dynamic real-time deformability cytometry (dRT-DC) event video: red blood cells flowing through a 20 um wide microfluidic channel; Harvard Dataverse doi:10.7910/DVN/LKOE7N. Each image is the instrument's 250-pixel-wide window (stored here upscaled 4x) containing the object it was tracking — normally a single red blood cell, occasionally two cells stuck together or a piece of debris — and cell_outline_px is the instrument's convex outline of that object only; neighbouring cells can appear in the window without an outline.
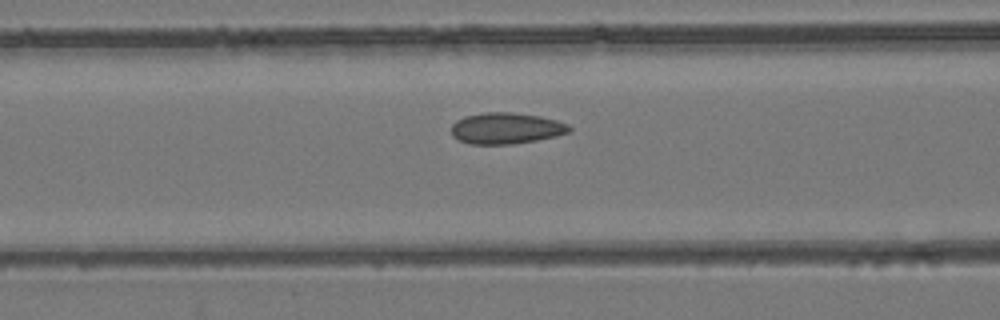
{"species": "common noctule bat (a hibernating species)", "species_latin": "Nyctalus noctula", "temperature_condition": "room temperature", "stored_images_in_passage": 39, "camera_frame_rate_fps": 3000, "um_per_image_px": 0.085, "animal": {"sex": "female", "body_mass_g": 24.6, "forearm_length_mm": 56.2}, "frame": {"image": 1, "passage_image": 11, "time_ms": 3.333, "image_size_px": [1000, 320], "cell_outline_px": [[572, 132], [556, 136], [536, 140], [512, 144], [468, 144], [452, 136], [452, 124], [456, 120], [464, 116], [484, 112], [512, 112], [540, 116], [556, 120], [568, 124], [572, 128]], "centroid_in_image_um": [43.03, 10.9], "position_along_channel_um": 123.6, "area_um2": 21.62}}
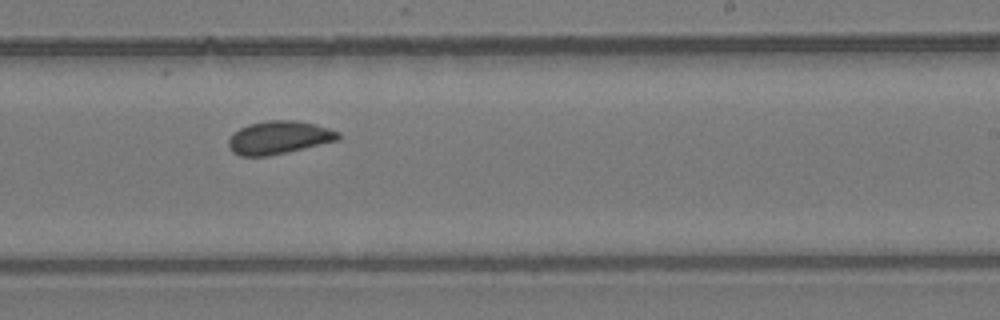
{"frame": {"image": 2, "passage_image": 22, "time_ms": 7.0, "image_size_px": [1000, 320], "cell_outline_px": [[340, 140], [288, 152], [268, 156], [240, 156], [232, 152], [228, 148], [228, 140], [240, 128], [248, 124], [268, 120], [292, 120], [316, 124], [340, 132]], "centroid_in_image_um": [23.72, 11.7], "position_along_channel_um": 265.3, "area_um2": 21.21}}
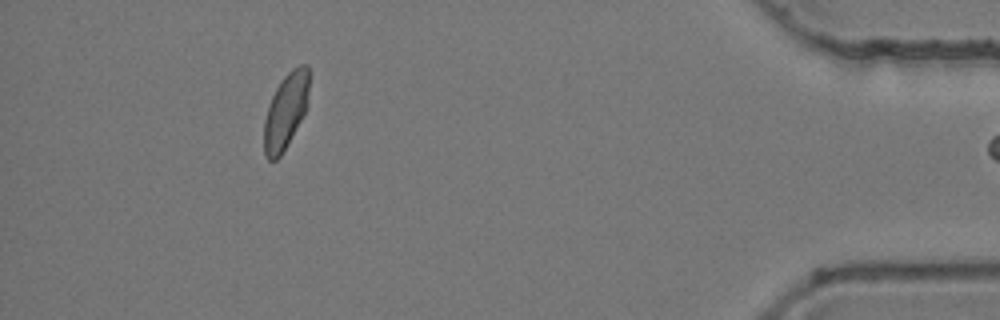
{"frame": {"image": 3, "passage_image": 38, "time_ms": 12.333, "image_size_px": [1000, 320], "cell_outline_px": [[308, 104], [300, 120], [280, 156], [276, 160], [268, 160], [264, 156], [264, 120], [268, 104], [280, 80], [292, 68], [300, 64], [308, 64]], "centroid_in_image_um": [24.26, 9.41], "position_along_channel_um": 410.9, "area_um2": 19.65}}